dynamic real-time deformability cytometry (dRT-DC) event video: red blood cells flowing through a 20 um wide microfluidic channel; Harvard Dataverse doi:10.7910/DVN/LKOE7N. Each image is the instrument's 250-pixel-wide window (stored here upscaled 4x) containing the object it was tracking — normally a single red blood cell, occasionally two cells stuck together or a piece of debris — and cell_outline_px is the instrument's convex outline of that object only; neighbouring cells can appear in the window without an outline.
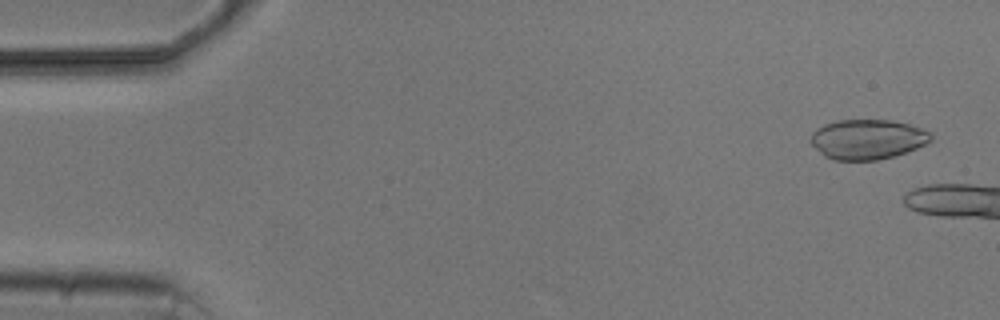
{"species": "common noctule bat (a hibernating species)", "species_latin": "Nyctalus noctula", "temperature_condition": "cold", "stored_images_in_passage": 3, "camera_frame_rate_fps": 3000, "um_per_image_px": 0.085, "animal": {"sex": "male", "body_mass_g": 20.5, "forearm_length_mm": 52.5}, "frame": {"image": 1, "passage_image": 1, "time_ms": 0.0, "image_size_px": [1000, 320], "cell_outline_px": [[932, 140], [916, 148], [892, 156], [876, 160], [832, 160], [824, 156], [808, 140], [812, 132], [816, 128], [824, 124], [836, 120], [888, 120], [908, 124], [932, 132]], "centroid_in_image_um": [73.69, 11.83], "position_along_channel_um": 11.3, "area_um2": 27.92}}